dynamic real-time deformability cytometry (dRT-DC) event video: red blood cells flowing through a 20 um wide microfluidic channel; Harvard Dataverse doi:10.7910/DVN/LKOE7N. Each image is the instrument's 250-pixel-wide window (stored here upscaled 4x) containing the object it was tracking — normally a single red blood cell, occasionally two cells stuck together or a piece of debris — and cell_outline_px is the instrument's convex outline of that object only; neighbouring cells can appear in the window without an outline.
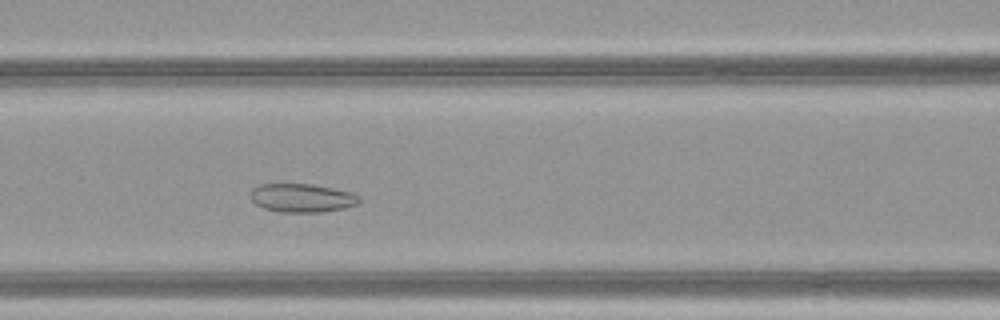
{"species": "common noctule bat (a hibernating species)", "species_latin": "Nyctalus noctula", "temperature_condition": "warm", "stored_images_in_passage": 43, "camera_frame_rate_fps": 3000, "um_per_image_px": 0.085, "animal": {"sex": "female", "body_mass_g": 21.9}, "frame": {"image": 1, "passage_image": 16, "time_ms": 5.0, "image_size_px": [1000, 320], "cell_outline_px": [[360, 200], [356, 204], [344, 208], [320, 212], [280, 212], [264, 208], [256, 204], [252, 200], [252, 188], [260, 184], [312, 184], [352, 192], [360, 196]], "centroid_in_image_um": [25.68, 16.82], "position_along_channel_um": 140.9, "area_um2": 17.98}}
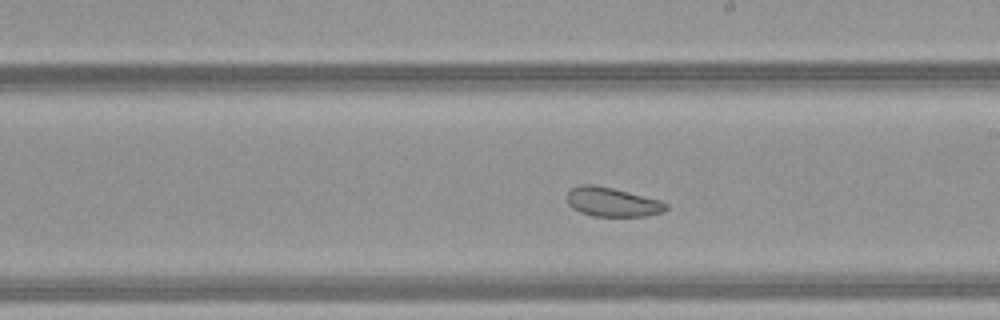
{"frame": {"image": 2, "passage_image": 23, "time_ms": 7.333, "image_size_px": [1000, 320], "cell_outline_px": [[668, 208], [664, 212], [644, 216], [592, 216], [580, 212], [572, 208], [568, 204], [568, 192], [572, 188], [580, 184], [596, 184], [660, 200], [668, 204]], "centroid_in_image_um": [52.04, 17.17], "position_along_channel_um": 237.0, "area_um2": 16.82}}
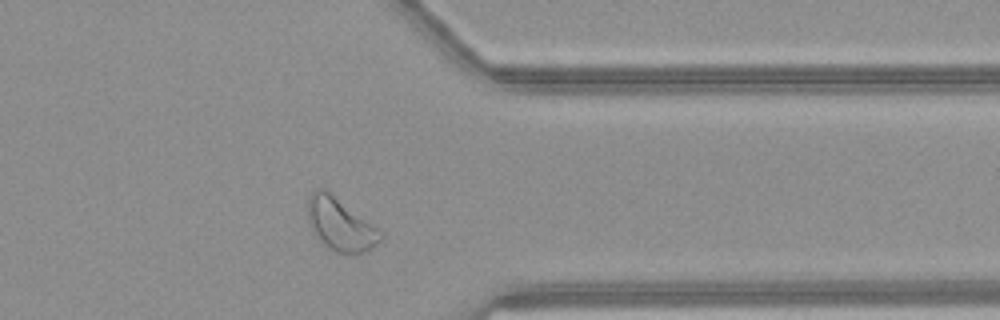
{"frame": {"image": 3, "passage_image": 34, "time_ms": 11.0, "image_size_px": [1000, 320], "cell_outline_px": [[384, 236], [372, 248], [360, 252], [336, 252], [328, 248], [312, 232], [308, 220], [308, 196], [316, 188], [324, 188], [376, 228]], "centroid_in_image_um": [28.86, 19.06], "position_along_channel_um": 382.5, "area_um2": 21.56}, "authors_computed_cell_mechanics": {"area_um2": 21.5594, "velocity_mm_per_s": 4.1281, "shape_relaxation_time_tau1_ms": null, "shape_relaxation_time_tau2_ms": 2.0915, "deformation_change_tau1": null, "deformation_change_tau2": 0.0931}}